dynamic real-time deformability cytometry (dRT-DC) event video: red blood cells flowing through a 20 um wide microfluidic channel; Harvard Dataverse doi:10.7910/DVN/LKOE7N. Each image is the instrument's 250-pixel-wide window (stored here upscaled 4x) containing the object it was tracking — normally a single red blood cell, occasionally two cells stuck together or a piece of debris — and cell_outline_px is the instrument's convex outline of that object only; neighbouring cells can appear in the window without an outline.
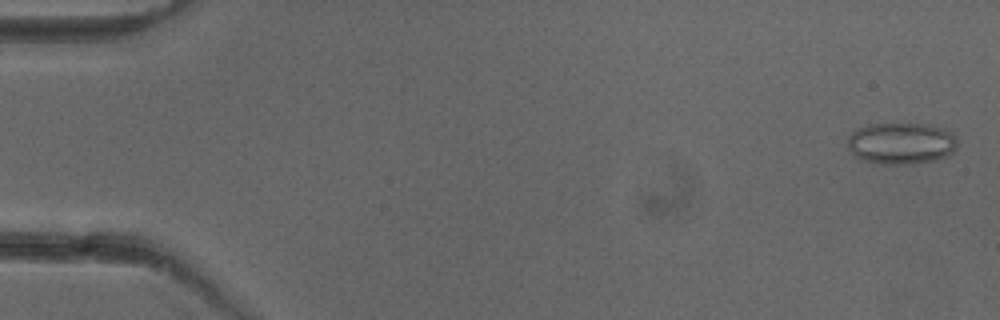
{"species": "common noctule bat (a hibernating species)", "species_latin": "Nyctalus noctula", "temperature_condition": "cold", "stored_images_in_passage": 47, "camera_frame_rate_fps": 3000, "um_per_image_px": 0.085, "animal": {"sex": "female"}, "frame": {"image": 1, "passage_image": 1, "time_ms": 0.0, "image_size_px": [1000, 320], "cell_outline_px": [[956, 148], [948, 156], [936, 160], [912, 164], [884, 164], [864, 160], [852, 156], [848, 148], [848, 136], [856, 128], [868, 124], [928, 124], [952, 132], [956, 140]], "centroid_in_image_um": [76.57, 12.19], "position_along_channel_um": 8.4, "area_um2": 26.82}}
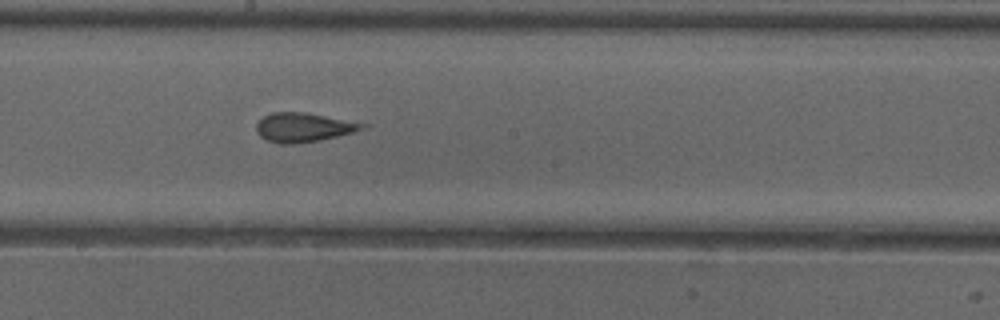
{"frame": {"image": 2, "passage_image": 28, "time_ms": 9.0, "image_size_px": [1000, 320], "cell_outline_px": [[368, 128], [320, 140], [296, 144], [280, 144], [268, 140], [260, 136], [256, 132], [256, 124], [264, 116], [272, 112], [304, 112], [368, 124]], "centroid_in_image_um": [25.79, 10.83], "position_along_channel_um": 222.4, "area_um2": 17.92}}
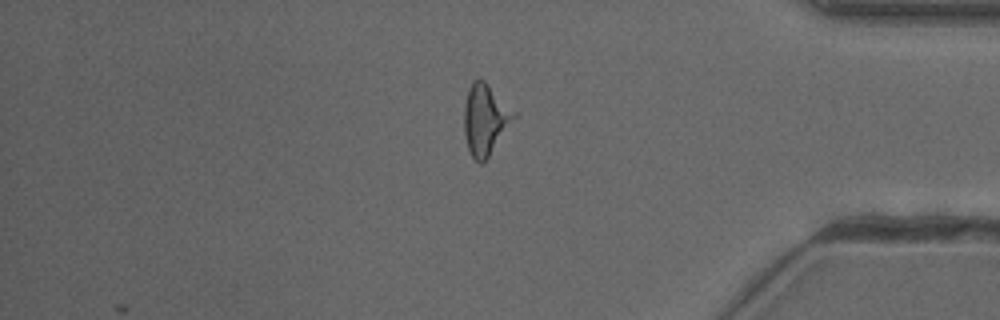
{"frame": {"image": 3, "passage_image": 43, "time_ms": 14.0, "image_size_px": [1000, 320], "cell_outline_px": [[520, 112], [488, 156], [480, 164], [472, 156], [468, 148], [464, 132], [464, 104], [468, 88], [472, 80], [484, 80]], "centroid_in_image_um": [41.29, 10.09], "position_along_channel_um": 393.9, "area_um2": 20.81}}